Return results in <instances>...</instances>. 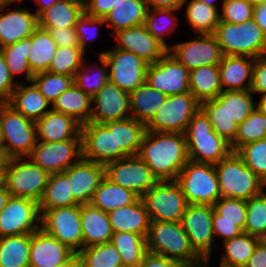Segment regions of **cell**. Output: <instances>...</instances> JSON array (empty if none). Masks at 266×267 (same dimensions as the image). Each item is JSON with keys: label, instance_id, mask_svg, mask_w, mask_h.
<instances>
[{"label": "cell", "instance_id": "34", "mask_svg": "<svg viewBox=\"0 0 266 267\" xmlns=\"http://www.w3.org/2000/svg\"><path fill=\"white\" fill-rule=\"evenodd\" d=\"M139 198L133 191L113 183L105 176L94 192L90 204L109 213L116 208L133 204Z\"/></svg>", "mask_w": 266, "mask_h": 267}, {"label": "cell", "instance_id": "20", "mask_svg": "<svg viewBox=\"0 0 266 267\" xmlns=\"http://www.w3.org/2000/svg\"><path fill=\"white\" fill-rule=\"evenodd\" d=\"M131 117L129 93L110 80L92 97L90 122L105 123Z\"/></svg>", "mask_w": 266, "mask_h": 267}, {"label": "cell", "instance_id": "22", "mask_svg": "<svg viewBox=\"0 0 266 267\" xmlns=\"http://www.w3.org/2000/svg\"><path fill=\"white\" fill-rule=\"evenodd\" d=\"M115 35L117 41L115 48L133 52L149 64L157 62L168 52V49L146 29L144 24L120 30Z\"/></svg>", "mask_w": 266, "mask_h": 267}, {"label": "cell", "instance_id": "33", "mask_svg": "<svg viewBox=\"0 0 266 267\" xmlns=\"http://www.w3.org/2000/svg\"><path fill=\"white\" fill-rule=\"evenodd\" d=\"M148 10L147 0H122L105 17L114 33L144 24Z\"/></svg>", "mask_w": 266, "mask_h": 267}, {"label": "cell", "instance_id": "61", "mask_svg": "<svg viewBox=\"0 0 266 267\" xmlns=\"http://www.w3.org/2000/svg\"><path fill=\"white\" fill-rule=\"evenodd\" d=\"M122 0H86L84 10L87 15L105 18L111 9Z\"/></svg>", "mask_w": 266, "mask_h": 267}, {"label": "cell", "instance_id": "29", "mask_svg": "<svg viewBox=\"0 0 266 267\" xmlns=\"http://www.w3.org/2000/svg\"><path fill=\"white\" fill-rule=\"evenodd\" d=\"M25 83H18L7 103L27 119L36 122L49 111L47 108L51 104L32 81L29 82L30 85Z\"/></svg>", "mask_w": 266, "mask_h": 267}, {"label": "cell", "instance_id": "46", "mask_svg": "<svg viewBox=\"0 0 266 267\" xmlns=\"http://www.w3.org/2000/svg\"><path fill=\"white\" fill-rule=\"evenodd\" d=\"M175 11H180V9L148 8L144 22L146 29L167 49H169V46L165 42L164 36L171 34L179 24Z\"/></svg>", "mask_w": 266, "mask_h": 267}, {"label": "cell", "instance_id": "31", "mask_svg": "<svg viewBox=\"0 0 266 267\" xmlns=\"http://www.w3.org/2000/svg\"><path fill=\"white\" fill-rule=\"evenodd\" d=\"M84 12V3L80 0H59L37 16L38 26L75 27Z\"/></svg>", "mask_w": 266, "mask_h": 267}, {"label": "cell", "instance_id": "8", "mask_svg": "<svg viewBox=\"0 0 266 267\" xmlns=\"http://www.w3.org/2000/svg\"><path fill=\"white\" fill-rule=\"evenodd\" d=\"M49 176L29 157L8 158L6 161L5 187L13 197L29 198L38 203Z\"/></svg>", "mask_w": 266, "mask_h": 267}, {"label": "cell", "instance_id": "11", "mask_svg": "<svg viewBox=\"0 0 266 267\" xmlns=\"http://www.w3.org/2000/svg\"><path fill=\"white\" fill-rule=\"evenodd\" d=\"M201 103L191 92L170 95L146 124V131L183 133Z\"/></svg>", "mask_w": 266, "mask_h": 267}, {"label": "cell", "instance_id": "42", "mask_svg": "<svg viewBox=\"0 0 266 267\" xmlns=\"http://www.w3.org/2000/svg\"><path fill=\"white\" fill-rule=\"evenodd\" d=\"M111 243L119 252L123 266L137 267L148 253L146 238L129 232L113 233Z\"/></svg>", "mask_w": 266, "mask_h": 267}, {"label": "cell", "instance_id": "25", "mask_svg": "<svg viewBox=\"0 0 266 267\" xmlns=\"http://www.w3.org/2000/svg\"><path fill=\"white\" fill-rule=\"evenodd\" d=\"M37 141L54 143L66 140H82L81 124L73 117L50 109L35 122Z\"/></svg>", "mask_w": 266, "mask_h": 267}, {"label": "cell", "instance_id": "43", "mask_svg": "<svg viewBox=\"0 0 266 267\" xmlns=\"http://www.w3.org/2000/svg\"><path fill=\"white\" fill-rule=\"evenodd\" d=\"M30 234L0 237V267H29Z\"/></svg>", "mask_w": 266, "mask_h": 267}, {"label": "cell", "instance_id": "62", "mask_svg": "<svg viewBox=\"0 0 266 267\" xmlns=\"http://www.w3.org/2000/svg\"><path fill=\"white\" fill-rule=\"evenodd\" d=\"M137 267H188L167 257L147 253Z\"/></svg>", "mask_w": 266, "mask_h": 267}, {"label": "cell", "instance_id": "37", "mask_svg": "<svg viewBox=\"0 0 266 267\" xmlns=\"http://www.w3.org/2000/svg\"><path fill=\"white\" fill-rule=\"evenodd\" d=\"M57 47V44L46 29L39 26L35 29L32 34V45L27 59L33 74L48 70Z\"/></svg>", "mask_w": 266, "mask_h": 267}, {"label": "cell", "instance_id": "18", "mask_svg": "<svg viewBox=\"0 0 266 267\" xmlns=\"http://www.w3.org/2000/svg\"><path fill=\"white\" fill-rule=\"evenodd\" d=\"M28 157L49 174L63 172L82 158V140L37 141Z\"/></svg>", "mask_w": 266, "mask_h": 267}, {"label": "cell", "instance_id": "27", "mask_svg": "<svg viewBox=\"0 0 266 267\" xmlns=\"http://www.w3.org/2000/svg\"><path fill=\"white\" fill-rule=\"evenodd\" d=\"M83 248L111 242L113 235L108 213L92 206L81 204Z\"/></svg>", "mask_w": 266, "mask_h": 267}, {"label": "cell", "instance_id": "63", "mask_svg": "<svg viewBox=\"0 0 266 267\" xmlns=\"http://www.w3.org/2000/svg\"><path fill=\"white\" fill-rule=\"evenodd\" d=\"M244 267H266V243L259 242Z\"/></svg>", "mask_w": 266, "mask_h": 267}, {"label": "cell", "instance_id": "16", "mask_svg": "<svg viewBox=\"0 0 266 267\" xmlns=\"http://www.w3.org/2000/svg\"><path fill=\"white\" fill-rule=\"evenodd\" d=\"M38 203L29 198L11 196L0 212V237L31 234L40 229Z\"/></svg>", "mask_w": 266, "mask_h": 267}, {"label": "cell", "instance_id": "32", "mask_svg": "<svg viewBox=\"0 0 266 267\" xmlns=\"http://www.w3.org/2000/svg\"><path fill=\"white\" fill-rule=\"evenodd\" d=\"M167 95L152 88L147 82L129 93L131 117L145 125L167 99Z\"/></svg>", "mask_w": 266, "mask_h": 267}, {"label": "cell", "instance_id": "74", "mask_svg": "<svg viewBox=\"0 0 266 267\" xmlns=\"http://www.w3.org/2000/svg\"><path fill=\"white\" fill-rule=\"evenodd\" d=\"M6 4H13V3H19L23 2V0H3Z\"/></svg>", "mask_w": 266, "mask_h": 267}, {"label": "cell", "instance_id": "53", "mask_svg": "<svg viewBox=\"0 0 266 267\" xmlns=\"http://www.w3.org/2000/svg\"><path fill=\"white\" fill-rule=\"evenodd\" d=\"M235 152L266 185V138L245 144Z\"/></svg>", "mask_w": 266, "mask_h": 267}, {"label": "cell", "instance_id": "75", "mask_svg": "<svg viewBox=\"0 0 266 267\" xmlns=\"http://www.w3.org/2000/svg\"><path fill=\"white\" fill-rule=\"evenodd\" d=\"M251 4L253 5H256V4H259V3H263L265 2L266 0H248Z\"/></svg>", "mask_w": 266, "mask_h": 267}, {"label": "cell", "instance_id": "10", "mask_svg": "<svg viewBox=\"0 0 266 267\" xmlns=\"http://www.w3.org/2000/svg\"><path fill=\"white\" fill-rule=\"evenodd\" d=\"M140 198L150 221L180 222L188 204L176 181H158Z\"/></svg>", "mask_w": 266, "mask_h": 267}, {"label": "cell", "instance_id": "67", "mask_svg": "<svg viewBox=\"0 0 266 267\" xmlns=\"http://www.w3.org/2000/svg\"><path fill=\"white\" fill-rule=\"evenodd\" d=\"M57 267H79V254L74 253L68 260Z\"/></svg>", "mask_w": 266, "mask_h": 267}, {"label": "cell", "instance_id": "66", "mask_svg": "<svg viewBox=\"0 0 266 267\" xmlns=\"http://www.w3.org/2000/svg\"><path fill=\"white\" fill-rule=\"evenodd\" d=\"M57 1L59 0H35L38 6L35 11L36 15L38 16L42 11L49 8L51 5H53Z\"/></svg>", "mask_w": 266, "mask_h": 267}, {"label": "cell", "instance_id": "14", "mask_svg": "<svg viewBox=\"0 0 266 267\" xmlns=\"http://www.w3.org/2000/svg\"><path fill=\"white\" fill-rule=\"evenodd\" d=\"M82 158L106 165L127 155L115 149L114 121L81 125Z\"/></svg>", "mask_w": 266, "mask_h": 267}, {"label": "cell", "instance_id": "58", "mask_svg": "<svg viewBox=\"0 0 266 267\" xmlns=\"http://www.w3.org/2000/svg\"><path fill=\"white\" fill-rule=\"evenodd\" d=\"M46 29L58 47H80L75 27H41Z\"/></svg>", "mask_w": 266, "mask_h": 267}, {"label": "cell", "instance_id": "19", "mask_svg": "<svg viewBox=\"0 0 266 267\" xmlns=\"http://www.w3.org/2000/svg\"><path fill=\"white\" fill-rule=\"evenodd\" d=\"M171 53L189 71L200 66L219 65L223 53L214 34H196V38L169 46Z\"/></svg>", "mask_w": 266, "mask_h": 267}, {"label": "cell", "instance_id": "38", "mask_svg": "<svg viewBox=\"0 0 266 267\" xmlns=\"http://www.w3.org/2000/svg\"><path fill=\"white\" fill-rule=\"evenodd\" d=\"M201 108L208 115L212 129L231 143L236 136L238 125L226 114V91H222L214 99L203 101Z\"/></svg>", "mask_w": 266, "mask_h": 267}, {"label": "cell", "instance_id": "45", "mask_svg": "<svg viewBox=\"0 0 266 267\" xmlns=\"http://www.w3.org/2000/svg\"><path fill=\"white\" fill-rule=\"evenodd\" d=\"M266 138V115L257 107L237 127L234 140L230 143L232 152L239 147Z\"/></svg>", "mask_w": 266, "mask_h": 267}, {"label": "cell", "instance_id": "21", "mask_svg": "<svg viewBox=\"0 0 266 267\" xmlns=\"http://www.w3.org/2000/svg\"><path fill=\"white\" fill-rule=\"evenodd\" d=\"M68 187L78 204L91 202L94 192L105 177V165L81 158L68 169Z\"/></svg>", "mask_w": 266, "mask_h": 267}, {"label": "cell", "instance_id": "56", "mask_svg": "<svg viewBox=\"0 0 266 267\" xmlns=\"http://www.w3.org/2000/svg\"><path fill=\"white\" fill-rule=\"evenodd\" d=\"M105 18L93 17L87 15L85 12L77 20L75 30L78 37L80 48L86 53L88 42L96 36L98 37L97 30L99 26L105 25Z\"/></svg>", "mask_w": 266, "mask_h": 267}, {"label": "cell", "instance_id": "24", "mask_svg": "<svg viewBox=\"0 0 266 267\" xmlns=\"http://www.w3.org/2000/svg\"><path fill=\"white\" fill-rule=\"evenodd\" d=\"M74 252L41 228L30 234L29 267H57Z\"/></svg>", "mask_w": 266, "mask_h": 267}, {"label": "cell", "instance_id": "70", "mask_svg": "<svg viewBox=\"0 0 266 267\" xmlns=\"http://www.w3.org/2000/svg\"><path fill=\"white\" fill-rule=\"evenodd\" d=\"M6 167H0V188L5 187Z\"/></svg>", "mask_w": 266, "mask_h": 267}, {"label": "cell", "instance_id": "69", "mask_svg": "<svg viewBox=\"0 0 266 267\" xmlns=\"http://www.w3.org/2000/svg\"><path fill=\"white\" fill-rule=\"evenodd\" d=\"M264 115H266V95L260 97L256 106Z\"/></svg>", "mask_w": 266, "mask_h": 267}, {"label": "cell", "instance_id": "60", "mask_svg": "<svg viewBox=\"0 0 266 267\" xmlns=\"http://www.w3.org/2000/svg\"><path fill=\"white\" fill-rule=\"evenodd\" d=\"M213 232L216 237H223V241L240 235L243 231L238 227V222L218 221V213L213 208Z\"/></svg>", "mask_w": 266, "mask_h": 267}, {"label": "cell", "instance_id": "72", "mask_svg": "<svg viewBox=\"0 0 266 267\" xmlns=\"http://www.w3.org/2000/svg\"><path fill=\"white\" fill-rule=\"evenodd\" d=\"M200 1L204 2L208 6H211V7H214V8L218 9V6L216 4V1L218 2V0H200Z\"/></svg>", "mask_w": 266, "mask_h": 267}, {"label": "cell", "instance_id": "1", "mask_svg": "<svg viewBox=\"0 0 266 267\" xmlns=\"http://www.w3.org/2000/svg\"><path fill=\"white\" fill-rule=\"evenodd\" d=\"M137 156L158 181H175L189 160L183 133L146 131Z\"/></svg>", "mask_w": 266, "mask_h": 267}, {"label": "cell", "instance_id": "44", "mask_svg": "<svg viewBox=\"0 0 266 267\" xmlns=\"http://www.w3.org/2000/svg\"><path fill=\"white\" fill-rule=\"evenodd\" d=\"M32 45V35L22 40L0 48L7 64L8 70L15 79V75L25 74V81L30 82L33 78L27 59Z\"/></svg>", "mask_w": 266, "mask_h": 267}, {"label": "cell", "instance_id": "4", "mask_svg": "<svg viewBox=\"0 0 266 267\" xmlns=\"http://www.w3.org/2000/svg\"><path fill=\"white\" fill-rule=\"evenodd\" d=\"M223 55L257 58L266 55V35L252 18L241 24L220 21L214 32Z\"/></svg>", "mask_w": 266, "mask_h": 267}, {"label": "cell", "instance_id": "76", "mask_svg": "<svg viewBox=\"0 0 266 267\" xmlns=\"http://www.w3.org/2000/svg\"><path fill=\"white\" fill-rule=\"evenodd\" d=\"M260 242L266 243V229L265 232L262 234V236L259 238Z\"/></svg>", "mask_w": 266, "mask_h": 267}, {"label": "cell", "instance_id": "50", "mask_svg": "<svg viewBox=\"0 0 266 267\" xmlns=\"http://www.w3.org/2000/svg\"><path fill=\"white\" fill-rule=\"evenodd\" d=\"M78 254L90 267H123L119 252L111 242L83 248Z\"/></svg>", "mask_w": 266, "mask_h": 267}, {"label": "cell", "instance_id": "54", "mask_svg": "<svg viewBox=\"0 0 266 267\" xmlns=\"http://www.w3.org/2000/svg\"><path fill=\"white\" fill-rule=\"evenodd\" d=\"M218 221L238 222L244 232L246 221V200L221 197L214 205Z\"/></svg>", "mask_w": 266, "mask_h": 267}, {"label": "cell", "instance_id": "9", "mask_svg": "<svg viewBox=\"0 0 266 267\" xmlns=\"http://www.w3.org/2000/svg\"><path fill=\"white\" fill-rule=\"evenodd\" d=\"M40 228L74 253L83 249L80 204L47 209L41 214Z\"/></svg>", "mask_w": 266, "mask_h": 267}, {"label": "cell", "instance_id": "7", "mask_svg": "<svg viewBox=\"0 0 266 267\" xmlns=\"http://www.w3.org/2000/svg\"><path fill=\"white\" fill-rule=\"evenodd\" d=\"M3 151L7 158L28 157L37 143L36 125L7 102L0 103Z\"/></svg>", "mask_w": 266, "mask_h": 267}, {"label": "cell", "instance_id": "65", "mask_svg": "<svg viewBox=\"0 0 266 267\" xmlns=\"http://www.w3.org/2000/svg\"><path fill=\"white\" fill-rule=\"evenodd\" d=\"M253 19L266 35V1L254 5Z\"/></svg>", "mask_w": 266, "mask_h": 267}, {"label": "cell", "instance_id": "68", "mask_svg": "<svg viewBox=\"0 0 266 267\" xmlns=\"http://www.w3.org/2000/svg\"><path fill=\"white\" fill-rule=\"evenodd\" d=\"M10 197L11 195L6 187L0 188V212L4 209Z\"/></svg>", "mask_w": 266, "mask_h": 267}, {"label": "cell", "instance_id": "57", "mask_svg": "<svg viewBox=\"0 0 266 267\" xmlns=\"http://www.w3.org/2000/svg\"><path fill=\"white\" fill-rule=\"evenodd\" d=\"M251 92L261 97L266 95V55L254 59Z\"/></svg>", "mask_w": 266, "mask_h": 267}, {"label": "cell", "instance_id": "36", "mask_svg": "<svg viewBox=\"0 0 266 267\" xmlns=\"http://www.w3.org/2000/svg\"><path fill=\"white\" fill-rule=\"evenodd\" d=\"M79 205L68 187V172L50 174L43 195L38 202L40 215L47 209L63 206Z\"/></svg>", "mask_w": 266, "mask_h": 267}, {"label": "cell", "instance_id": "55", "mask_svg": "<svg viewBox=\"0 0 266 267\" xmlns=\"http://www.w3.org/2000/svg\"><path fill=\"white\" fill-rule=\"evenodd\" d=\"M253 9L248 0H223L220 21L241 24L253 18Z\"/></svg>", "mask_w": 266, "mask_h": 267}, {"label": "cell", "instance_id": "39", "mask_svg": "<svg viewBox=\"0 0 266 267\" xmlns=\"http://www.w3.org/2000/svg\"><path fill=\"white\" fill-rule=\"evenodd\" d=\"M259 242V237L245 232L223 241L224 252L219 267H244Z\"/></svg>", "mask_w": 266, "mask_h": 267}, {"label": "cell", "instance_id": "35", "mask_svg": "<svg viewBox=\"0 0 266 267\" xmlns=\"http://www.w3.org/2000/svg\"><path fill=\"white\" fill-rule=\"evenodd\" d=\"M189 88L200 103L216 98L223 91L219 65L200 66L190 70Z\"/></svg>", "mask_w": 266, "mask_h": 267}, {"label": "cell", "instance_id": "71", "mask_svg": "<svg viewBox=\"0 0 266 267\" xmlns=\"http://www.w3.org/2000/svg\"><path fill=\"white\" fill-rule=\"evenodd\" d=\"M7 157L4 154L3 149L0 148V167H6Z\"/></svg>", "mask_w": 266, "mask_h": 267}, {"label": "cell", "instance_id": "17", "mask_svg": "<svg viewBox=\"0 0 266 267\" xmlns=\"http://www.w3.org/2000/svg\"><path fill=\"white\" fill-rule=\"evenodd\" d=\"M190 71L171 53L167 52L155 63L148 64L146 82L165 95L190 92Z\"/></svg>", "mask_w": 266, "mask_h": 267}, {"label": "cell", "instance_id": "40", "mask_svg": "<svg viewBox=\"0 0 266 267\" xmlns=\"http://www.w3.org/2000/svg\"><path fill=\"white\" fill-rule=\"evenodd\" d=\"M183 0L182 8L186 7L185 15L188 25L196 34H214L220 20L217 8L208 6L200 0ZM186 5V6H184Z\"/></svg>", "mask_w": 266, "mask_h": 267}, {"label": "cell", "instance_id": "23", "mask_svg": "<svg viewBox=\"0 0 266 267\" xmlns=\"http://www.w3.org/2000/svg\"><path fill=\"white\" fill-rule=\"evenodd\" d=\"M10 5L0 7V48L30 37L38 27L36 13L27 8L10 9Z\"/></svg>", "mask_w": 266, "mask_h": 267}, {"label": "cell", "instance_id": "48", "mask_svg": "<svg viewBox=\"0 0 266 267\" xmlns=\"http://www.w3.org/2000/svg\"><path fill=\"white\" fill-rule=\"evenodd\" d=\"M85 54L80 47H57L47 71L74 77L85 60Z\"/></svg>", "mask_w": 266, "mask_h": 267}, {"label": "cell", "instance_id": "28", "mask_svg": "<svg viewBox=\"0 0 266 267\" xmlns=\"http://www.w3.org/2000/svg\"><path fill=\"white\" fill-rule=\"evenodd\" d=\"M108 215L113 233L129 232L147 237L150 219L141 198L110 211Z\"/></svg>", "mask_w": 266, "mask_h": 267}, {"label": "cell", "instance_id": "30", "mask_svg": "<svg viewBox=\"0 0 266 267\" xmlns=\"http://www.w3.org/2000/svg\"><path fill=\"white\" fill-rule=\"evenodd\" d=\"M51 109L73 117L81 125L89 123L92 115V98L73 83L54 101Z\"/></svg>", "mask_w": 266, "mask_h": 267}, {"label": "cell", "instance_id": "5", "mask_svg": "<svg viewBox=\"0 0 266 267\" xmlns=\"http://www.w3.org/2000/svg\"><path fill=\"white\" fill-rule=\"evenodd\" d=\"M214 166L221 197L249 200L265 190V183L245 165L236 152H231Z\"/></svg>", "mask_w": 266, "mask_h": 267}, {"label": "cell", "instance_id": "12", "mask_svg": "<svg viewBox=\"0 0 266 267\" xmlns=\"http://www.w3.org/2000/svg\"><path fill=\"white\" fill-rule=\"evenodd\" d=\"M213 206L200 204H187L180 220L194 251L210 265L215 236L213 232Z\"/></svg>", "mask_w": 266, "mask_h": 267}, {"label": "cell", "instance_id": "13", "mask_svg": "<svg viewBox=\"0 0 266 267\" xmlns=\"http://www.w3.org/2000/svg\"><path fill=\"white\" fill-rule=\"evenodd\" d=\"M107 62L109 80L121 90L131 93L146 82L148 62L133 52L113 47L98 53Z\"/></svg>", "mask_w": 266, "mask_h": 267}, {"label": "cell", "instance_id": "51", "mask_svg": "<svg viewBox=\"0 0 266 267\" xmlns=\"http://www.w3.org/2000/svg\"><path fill=\"white\" fill-rule=\"evenodd\" d=\"M266 229V192L246 200L244 232L261 237Z\"/></svg>", "mask_w": 266, "mask_h": 267}, {"label": "cell", "instance_id": "2", "mask_svg": "<svg viewBox=\"0 0 266 267\" xmlns=\"http://www.w3.org/2000/svg\"><path fill=\"white\" fill-rule=\"evenodd\" d=\"M147 251L181 262L188 267L207 263L194 251L180 222L150 221L146 237Z\"/></svg>", "mask_w": 266, "mask_h": 267}, {"label": "cell", "instance_id": "59", "mask_svg": "<svg viewBox=\"0 0 266 267\" xmlns=\"http://www.w3.org/2000/svg\"><path fill=\"white\" fill-rule=\"evenodd\" d=\"M16 83L11 76L3 52L0 49V103L8 102L12 96L14 89L17 87Z\"/></svg>", "mask_w": 266, "mask_h": 267}, {"label": "cell", "instance_id": "78", "mask_svg": "<svg viewBox=\"0 0 266 267\" xmlns=\"http://www.w3.org/2000/svg\"><path fill=\"white\" fill-rule=\"evenodd\" d=\"M6 3L3 0H0V7H2L3 5H5Z\"/></svg>", "mask_w": 266, "mask_h": 267}, {"label": "cell", "instance_id": "64", "mask_svg": "<svg viewBox=\"0 0 266 267\" xmlns=\"http://www.w3.org/2000/svg\"><path fill=\"white\" fill-rule=\"evenodd\" d=\"M183 0H147L148 8L181 9Z\"/></svg>", "mask_w": 266, "mask_h": 267}, {"label": "cell", "instance_id": "49", "mask_svg": "<svg viewBox=\"0 0 266 267\" xmlns=\"http://www.w3.org/2000/svg\"><path fill=\"white\" fill-rule=\"evenodd\" d=\"M32 82L36 85L45 99L50 104H53L58 96L74 83V77L45 71L34 74Z\"/></svg>", "mask_w": 266, "mask_h": 267}, {"label": "cell", "instance_id": "6", "mask_svg": "<svg viewBox=\"0 0 266 267\" xmlns=\"http://www.w3.org/2000/svg\"><path fill=\"white\" fill-rule=\"evenodd\" d=\"M175 181L188 204L213 206L221 198L215 166L212 164L188 160Z\"/></svg>", "mask_w": 266, "mask_h": 267}, {"label": "cell", "instance_id": "3", "mask_svg": "<svg viewBox=\"0 0 266 267\" xmlns=\"http://www.w3.org/2000/svg\"><path fill=\"white\" fill-rule=\"evenodd\" d=\"M184 135L190 161L215 165L232 152L230 143L212 129L201 107L193 114Z\"/></svg>", "mask_w": 266, "mask_h": 267}, {"label": "cell", "instance_id": "52", "mask_svg": "<svg viewBox=\"0 0 266 267\" xmlns=\"http://www.w3.org/2000/svg\"><path fill=\"white\" fill-rule=\"evenodd\" d=\"M251 90L226 91V114L239 125L256 108Z\"/></svg>", "mask_w": 266, "mask_h": 267}, {"label": "cell", "instance_id": "47", "mask_svg": "<svg viewBox=\"0 0 266 267\" xmlns=\"http://www.w3.org/2000/svg\"><path fill=\"white\" fill-rule=\"evenodd\" d=\"M101 67L97 68L95 73L92 67L87 65L88 60H84L82 66L77 70L74 76V83L91 98L109 81V68L107 62L102 56H99ZM89 70V71H88ZM93 73V75H91Z\"/></svg>", "mask_w": 266, "mask_h": 267}, {"label": "cell", "instance_id": "73", "mask_svg": "<svg viewBox=\"0 0 266 267\" xmlns=\"http://www.w3.org/2000/svg\"><path fill=\"white\" fill-rule=\"evenodd\" d=\"M0 148L3 149V132H2L1 123H0Z\"/></svg>", "mask_w": 266, "mask_h": 267}, {"label": "cell", "instance_id": "41", "mask_svg": "<svg viewBox=\"0 0 266 267\" xmlns=\"http://www.w3.org/2000/svg\"><path fill=\"white\" fill-rule=\"evenodd\" d=\"M146 125L132 117L114 121L115 149H121L127 156L138 154Z\"/></svg>", "mask_w": 266, "mask_h": 267}, {"label": "cell", "instance_id": "77", "mask_svg": "<svg viewBox=\"0 0 266 267\" xmlns=\"http://www.w3.org/2000/svg\"><path fill=\"white\" fill-rule=\"evenodd\" d=\"M79 267H90V266H88L79 256Z\"/></svg>", "mask_w": 266, "mask_h": 267}, {"label": "cell", "instance_id": "26", "mask_svg": "<svg viewBox=\"0 0 266 267\" xmlns=\"http://www.w3.org/2000/svg\"><path fill=\"white\" fill-rule=\"evenodd\" d=\"M253 64L254 58L248 56L223 55L219 63L222 90H251Z\"/></svg>", "mask_w": 266, "mask_h": 267}, {"label": "cell", "instance_id": "15", "mask_svg": "<svg viewBox=\"0 0 266 267\" xmlns=\"http://www.w3.org/2000/svg\"><path fill=\"white\" fill-rule=\"evenodd\" d=\"M105 176L113 183L133 191L139 197L158 182L147 164L137 155L107 163Z\"/></svg>", "mask_w": 266, "mask_h": 267}]
</instances>
